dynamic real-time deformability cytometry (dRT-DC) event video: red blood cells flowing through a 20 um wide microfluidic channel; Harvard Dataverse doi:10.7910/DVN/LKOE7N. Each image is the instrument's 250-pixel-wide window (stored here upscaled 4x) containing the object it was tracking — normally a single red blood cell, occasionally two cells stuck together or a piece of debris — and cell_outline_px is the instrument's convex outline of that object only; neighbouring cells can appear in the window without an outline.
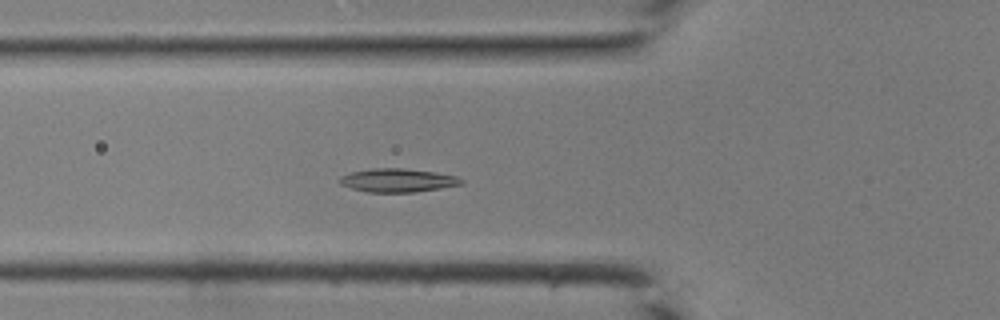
{"species": "common noctule bat (a hibernating species)", "species_latin": "Nyctalus noctula", "temperature_condition": "room temperature", "stored_images_in_passage": 39, "camera_frame_rate_fps": 3000, "um_per_image_px": 0.085, "animal": {"sex": "male", "body_mass_g": 19.0, "forearm_length_mm": 50.8}, "frame": {"image": 1, "passage_image": 11, "time_ms": 3.333, "image_size_px": [1000, 320], "cell_outline_px": [[464, 184], [440, 188], [412, 192], [368, 192], [352, 188], [340, 184], [336, 180], [340, 176], [348, 172], [372, 168], [400, 168], [436, 172], [456, 176], [464, 180]], "centroid_in_image_um": [33.76, 15.32], "position_along_channel_um": 92.0, "area_um2": 16.76}}
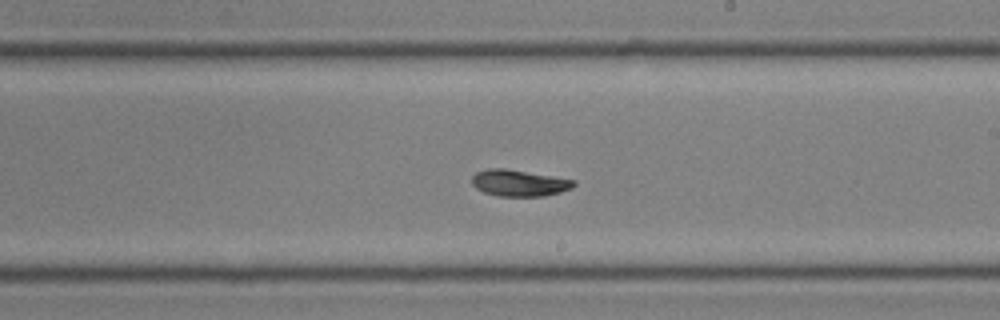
{"frame": {"image": 2, "passage_image": 21, "time_ms": 6.667, "image_size_px": [1000, 320], "cell_outline_px": [[576, 184], [572, 188], [560, 192], [544, 196], [496, 196], [484, 192], [476, 188], [472, 184], [472, 176], [476, 172], [488, 168], [504, 168], [576, 180]], "centroid_in_image_um": [44.11, 15.55], "position_along_channel_um": 244.9, "area_um2": 15.72}}
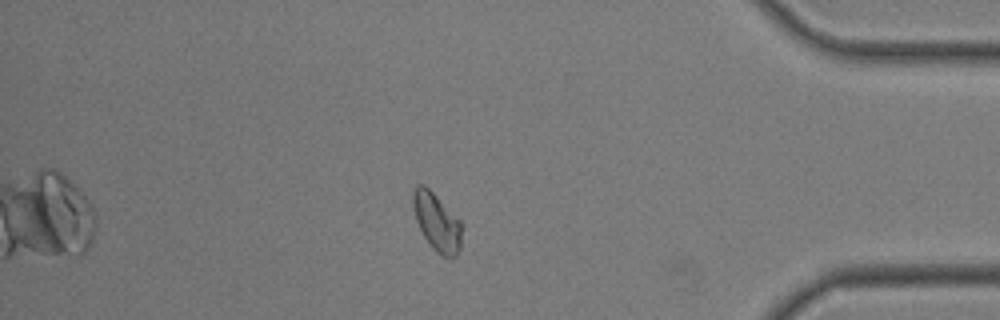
{"frame": {"image": 3, "passage_image": 33, "time_ms": 10.667, "image_size_px": [1000, 320], "cell_outline_px": [[464, 224], [460, 248], [456, 256], [440, 256], [432, 248], [424, 236], [416, 220], [412, 208], [412, 192], [416, 184], [424, 184]], "centroid_in_image_um": [37.14, 18.87], "position_along_channel_um": 398.1, "area_um2": 16.59}}